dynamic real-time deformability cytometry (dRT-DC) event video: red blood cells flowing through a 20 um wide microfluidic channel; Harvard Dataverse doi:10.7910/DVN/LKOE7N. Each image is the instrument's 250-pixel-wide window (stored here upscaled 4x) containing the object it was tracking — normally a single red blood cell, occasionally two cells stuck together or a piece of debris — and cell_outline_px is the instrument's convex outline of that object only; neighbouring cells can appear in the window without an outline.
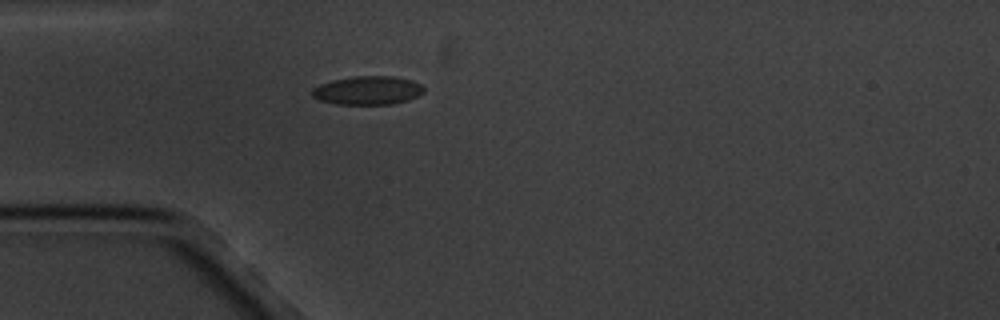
{"species": "common noctule bat (a hibernating species)", "species_latin": "Nyctalus noctula", "temperature_condition": "cold", "stored_images_in_passage": 1, "camera_frame_rate_fps": 3000, "um_per_image_px": 0.085, "animal": {"sex": "male", "body_mass_g": 20.1, "forearm_length_mm": 53.5}, "frame": {"image": 1, "passage_image": 1, "time_ms": 0.0, "image_size_px": [1000, 320], "cell_outline_px": [[424, 92], [408, 100], [392, 104], [336, 104], [320, 100], [312, 96], [312, 88], [320, 84], [332, 80], [352, 76], [396, 76], [420, 84], [424, 88]], "centroid_in_image_um": [31.23, 7.68], "position_along_channel_um": 53.8, "area_um2": 18.55}}